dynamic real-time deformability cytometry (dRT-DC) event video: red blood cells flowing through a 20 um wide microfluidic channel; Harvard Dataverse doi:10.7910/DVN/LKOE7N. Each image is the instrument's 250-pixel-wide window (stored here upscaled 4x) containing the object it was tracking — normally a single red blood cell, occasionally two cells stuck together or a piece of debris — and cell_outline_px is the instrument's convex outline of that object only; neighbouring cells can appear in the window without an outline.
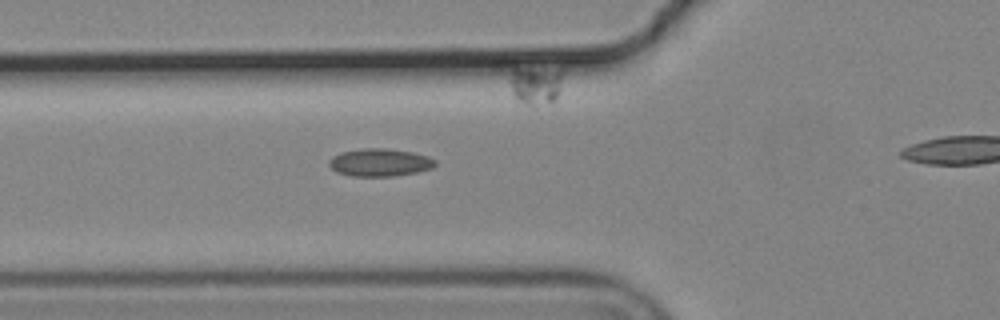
{"species": "common noctule bat (a hibernating species)", "species_latin": "Nyctalus noctula", "temperature_condition": "cold", "stored_images_in_passage": 5, "camera_frame_rate_fps": 3000, "um_per_image_px": 0.085, "animal": {"sex": "male", "body_mass_g": 19.2, "forearm_length_mm": 51.8}, "frame": {"image": 1, "passage_image": 4, "time_ms": 1.0, "image_size_px": [1000, 320], "cell_outline_px": [[436, 164], [432, 168], [416, 172], [392, 176], [352, 176], [336, 172], [328, 164], [328, 160], [332, 156], [340, 152], [364, 148], [384, 148], [412, 152], [428, 156], [436, 160]], "centroid_in_image_um": [32.26, 13.8], "position_along_channel_um": 93.5, "area_um2": 17.17}}